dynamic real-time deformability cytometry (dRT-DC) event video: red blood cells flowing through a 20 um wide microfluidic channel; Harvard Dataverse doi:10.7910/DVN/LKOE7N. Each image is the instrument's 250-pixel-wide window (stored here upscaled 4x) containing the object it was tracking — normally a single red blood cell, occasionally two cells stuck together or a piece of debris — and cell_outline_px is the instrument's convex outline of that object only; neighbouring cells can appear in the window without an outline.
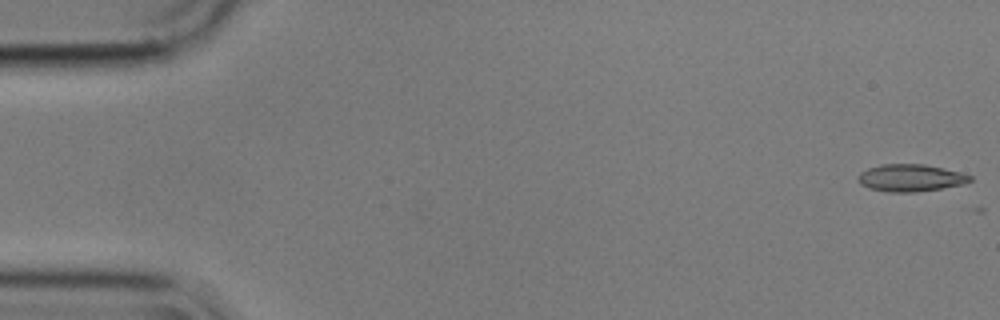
{"species": "common noctule bat (a hibernating species)", "species_latin": "Nyctalus noctula", "temperature_condition": "cold", "stored_images_in_passage": 4, "camera_frame_rate_fps": 3000, "um_per_image_px": 0.085, "animal": {"sex": "male", "body_mass_g": 17.9}, "frame": {"image": 1, "passage_image": 1, "time_ms": 0.0, "image_size_px": [1000, 320], "cell_outline_px": [[972, 180], [964, 184], [916, 192], [888, 192], [868, 188], [860, 184], [856, 180], [856, 176], [860, 172], [868, 168], [880, 164], [924, 164], [972, 176]], "centroid_in_image_um": [77.31, 15.12], "position_along_channel_um": 7.7, "area_um2": 17.69}}